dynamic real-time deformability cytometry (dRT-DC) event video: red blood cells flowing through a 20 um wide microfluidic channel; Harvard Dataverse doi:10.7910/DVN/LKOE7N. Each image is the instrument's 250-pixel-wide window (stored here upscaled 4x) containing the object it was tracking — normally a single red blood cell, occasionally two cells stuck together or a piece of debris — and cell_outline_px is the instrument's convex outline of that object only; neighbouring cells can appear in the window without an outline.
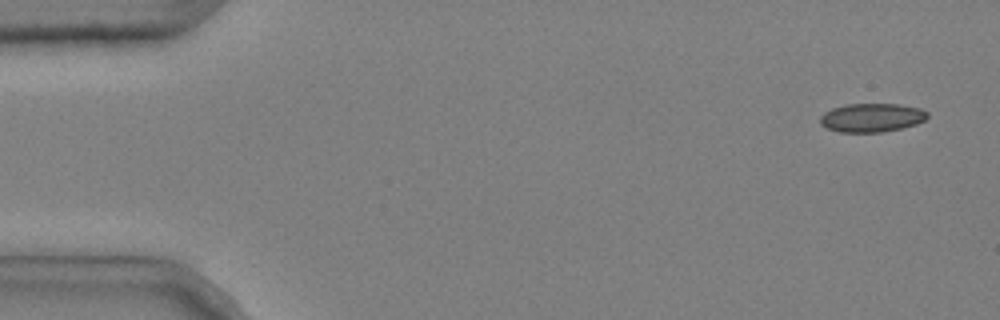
{"species": "common noctule bat (a hibernating species)", "species_latin": "Nyctalus noctula", "temperature_condition": "cold", "stored_images_in_passage": 5, "camera_frame_rate_fps": 3000, "um_per_image_px": 0.085, "animal": {"sex": "male", "body_mass_g": 20.4}, "frame": {"image": 1, "passage_image": 1, "time_ms": 0.0, "image_size_px": [1000, 320], "cell_outline_px": [[928, 116], [924, 120], [916, 124], [900, 128], [880, 132], [840, 132], [828, 128], [820, 124], [820, 116], [824, 112], [832, 108], [844, 104], [900, 104], [920, 108], [928, 112]], "centroid_in_image_um": [74.08, 9.99], "position_along_channel_um": 10.9, "area_um2": 17.92}}